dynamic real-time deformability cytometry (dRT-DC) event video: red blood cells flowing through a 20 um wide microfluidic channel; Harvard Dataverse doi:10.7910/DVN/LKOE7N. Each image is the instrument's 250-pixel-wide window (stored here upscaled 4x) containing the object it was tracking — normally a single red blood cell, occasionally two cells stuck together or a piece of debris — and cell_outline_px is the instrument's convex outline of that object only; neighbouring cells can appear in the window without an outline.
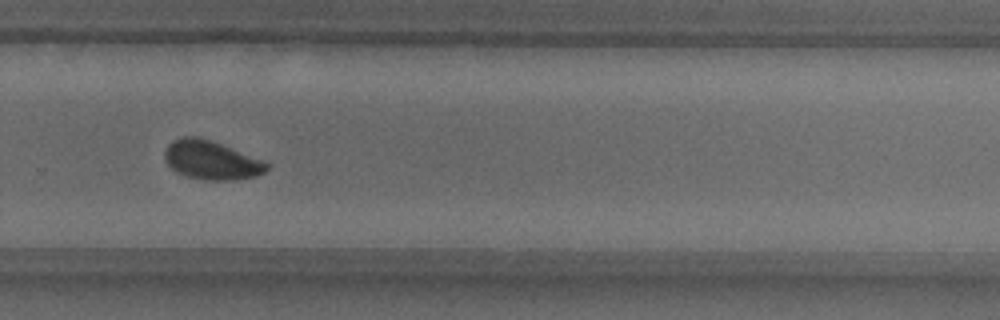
{"species": "common noctule bat (a hibernating species)", "species_latin": "Nyctalus noctula", "temperature_condition": "warm", "stored_images_in_passage": 38, "camera_frame_rate_fps": 3000, "um_per_image_px": 0.085, "animal": {"sex": "male", "body_mass_g": 18.8}, "frame": {"image": 1, "passage_image": 22, "time_ms": 7.0, "image_size_px": [1000, 320], "cell_outline_px": [[268, 168], [264, 172], [256, 176], [228, 180], [208, 180], [188, 176], [176, 172], [168, 164], [164, 156], [164, 152], [168, 144], [172, 140], [180, 136], [200, 136], [264, 160], [268, 164]], "centroid_in_image_um": [17.94, 13.59], "position_along_channel_um": 311.9, "area_um2": 23.0}}
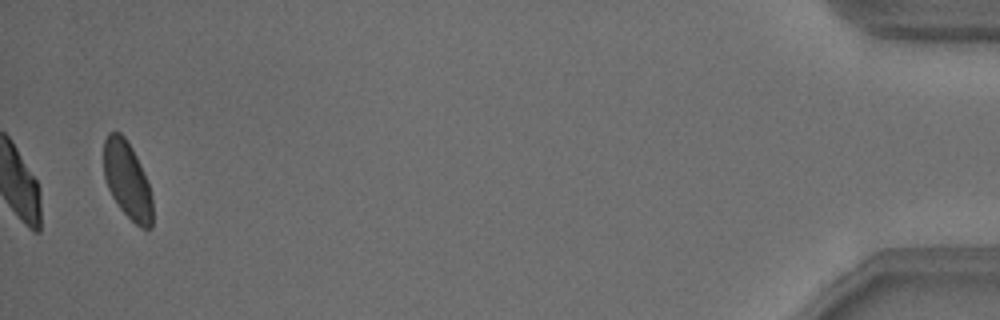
{"frame": {"image": 2, "passage_image": 38, "time_ms": 12.333, "image_size_px": [1000, 320], "cell_outline_px": [[152, 228], [140, 228], [120, 208], [112, 196], [108, 188], [104, 176], [104, 140], [108, 132], [120, 132], [124, 136], [132, 148], [140, 164], [148, 184], [152, 196]], "centroid_in_image_um": [10.81, 15.31], "position_along_channel_um": 424.4, "area_um2": 21.73}, "authors_computed_cell_mechanics": {"area_um2": 22.8888, "velocity_mm_per_s": 3.7788, "shape_relaxation_time_tau1_ms": 2.7083, "shape_relaxation_time_tau2_ms": 0.9633, "deformation_change_tau1": 0.0821, "deformation_change_tau2": 0.0482}}